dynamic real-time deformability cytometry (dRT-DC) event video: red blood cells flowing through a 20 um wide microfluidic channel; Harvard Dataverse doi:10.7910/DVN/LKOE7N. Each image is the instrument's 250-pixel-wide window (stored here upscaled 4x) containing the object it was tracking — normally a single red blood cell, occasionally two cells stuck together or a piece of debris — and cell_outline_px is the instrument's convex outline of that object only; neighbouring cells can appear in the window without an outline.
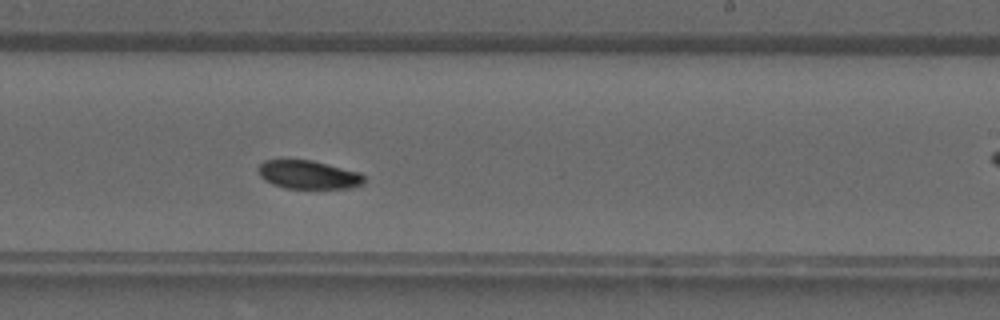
{"species": "common noctule bat (a hibernating species)", "species_latin": "Nyctalus noctula", "temperature_condition": "warm", "stored_images_in_passage": 27, "camera_frame_rate_fps": 3000, "um_per_image_px": 0.085, "animal": {"sex": "male", "forearm_length_mm": 52.5}, "frame": {"image": 1, "passage_image": 19, "time_ms": 6.0, "image_size_px": [1000, 320], "cell_outline_px": [[364, 184], [352, 188], [284, 188], [272, 184], [264, 180], [260, 176], [256, 168], [264, 160], [312, 160], [360, 172], [364, 176]], "centroid_in_image_um": [26.21, 14.85], "position_along_channel_um": 262.8, "area_um2": 17.69}}
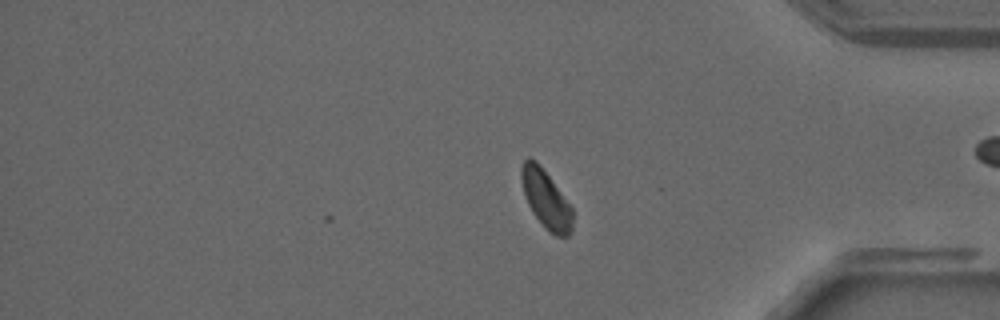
{"frame": {"image": 2, "passage_image": 27, "time_ms": 8.667, "image_size_px": [1000, 320], "cell_outline_px": [[572, 228], [568, 236], [556, 236], [548, 232], [532, 212], [528, 204], [524, 192], [520, 176], [520, 168], [524, 160], [528, 156], [536, 160], [540, 164], [572, 208]], "centroid_in_image_um": [46.38, 16.91], "position_along_channel_um": 388.8, "area_um2": 17.28}}